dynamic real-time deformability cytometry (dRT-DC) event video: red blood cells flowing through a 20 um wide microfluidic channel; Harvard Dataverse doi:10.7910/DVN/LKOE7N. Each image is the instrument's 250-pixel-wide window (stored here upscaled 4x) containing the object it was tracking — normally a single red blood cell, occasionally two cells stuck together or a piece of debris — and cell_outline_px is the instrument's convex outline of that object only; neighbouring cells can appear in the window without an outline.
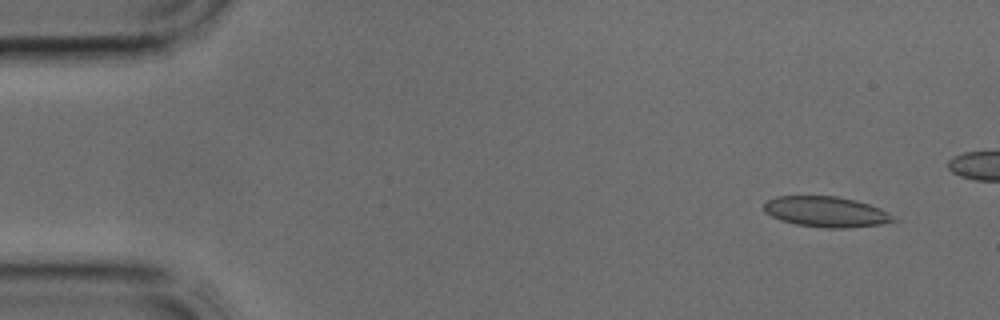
{"species": "common noctule bat (a hibernating species)", "species_latin": "Nyctalus noctula", "temperature_condition": "cold", "stored_images_in_passage": 4, "camera_frame_rate_fps": 3000, "um_per_image_px": 0.085, "animal": {"sex": "male", "body_mass_g": 17.9, "forearm_length_mm": 54.2}, "frame": {"image": 1, "passage_image": 1, "time_ms": 0.0, "image_size_px": [1000, 320], "cell_outline_px": [[900, 220], [880, 224], [848, 228], [828, 228], [796, 224], [780, 220], [764, 212], [764, 204], [768, 200], [776, 196], [836, 196], [856, 200], [880, 208], [888, 212]], "centroid_in_image_um": [70.24, 18.0], "position_along_channel_um": 14.8, "area_um2": 23.06}}